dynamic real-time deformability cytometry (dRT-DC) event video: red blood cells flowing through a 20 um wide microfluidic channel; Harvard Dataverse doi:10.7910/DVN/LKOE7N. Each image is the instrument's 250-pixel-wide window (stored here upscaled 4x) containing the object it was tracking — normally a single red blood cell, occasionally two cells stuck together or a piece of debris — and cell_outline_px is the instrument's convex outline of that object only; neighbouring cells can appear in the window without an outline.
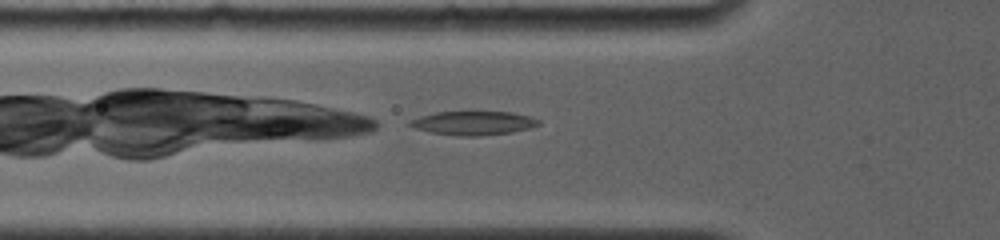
{"species": "common noctule bat (a hibernating species)", "species_latin": "Nyctalus noctula", "temperature_condition": "room temperature", "stored_images_in_passage": 5, "camera_frame_rate_fps": 4000, "um_per_image_px": 0.085, "animal": {"sex": "female", "body_mass_g": 19.0, "forearm_length_mm": 56.7}, "frame": {"image": 1, "passage_image": 4, "time_ms": 2.0, "image_size_px": [1000, 240], "cell_outline_px": [[540, 124], [528, 128], [512, 132], [480, 136], [456, 136], [432, 132], [416, 128], [408, 124], [408, 120], [420, 116], [436, 112], [512, 112], [528, 116], [540, 120]], "centroid_in_image_um": [40.22, 10.46], "position_along_channel_um": 85.6, "area_um2": 17.74}}